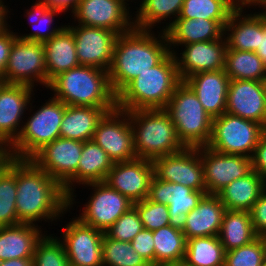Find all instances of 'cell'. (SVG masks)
<instances>
[{
	"label": "cell",
	"mask_w": 266,
	"mask_h": 266,
	"mask_svg": "<svg viewBox=\"0 0 266 266\" xmlns=\"http://www.w3.org/2000/svg\"><path fill=\"white\" fill-rule=\"evenodd\" d=\"M16 213L20 223L58 221L68 209L63 187L31 160L16 159Z\"/></svg>",
	"instance_id": "obj_1"
},
{
	"label": "cell",
	"mask_w": 266,
	"mask_h": 266,
	"mask_svg": "<svg viewBox=\"0 0 266 266\" xmlns=\"http://www.w3.org/2000/svg\"><path fill=\"white\" fill-rule=\"evenodd\" d=\"M159 31L157 35L153 30L133 27L117 36L108 71L116 96L139 74L158 65L170 53L166 34Z\"/></svg>",
	"instance_id": "obj_2"
},
{
	"label": "cell",
	"mask_w": 266,
	"mask_h": 266,
	"mask_svg": "<svg viewBox=\"0 0 266 266\" xmlns=\"http://www.w3.org/2000/svg\"><path fill=\"white\" fill-rule=\"evenodd\" d=\"M55 99L70 106L116 108L108 71L79 65L54 77L47 87ZM54 93V94H53Z\"/></svg>",
	"instance_id": "obj_3"
},
{
	"label": "cell",
	"mask_w": 266,
	"mask_h": 266,
	"mask_svg": "<svg viewBox=\"0 0 266 266\" xmlns=\"http://www.w3.org/2000/svg\"><path fill=\"white\" fill-rule=\"evenodd\" d=\"M181 82L176 59L170 52L117 95V108L125 111L164 109Z\"/></svg>",
	"instance_id": "obj_4"
},
{
	"label": "cell",
	"mask_w": 266,
	"mask_h": 266,
	"mask_svg": "<svg viewBox=\"0 0 266 266\" xmlns=\"http://www.w3.org/2000/svg\"><path fill=\"white\" fill-rule=\"evenodd\" d=\"M137 158L154 160L185 148L164 109L128 111Z\"/></svg>",
	"instance_id": "obj_5"
},
{
	"label": "cell",
	"mask_w": 266,
	"mask_h": 266,
	"mask_svg": "<svg viewBox=\"0 0 266 266\" xmlns=\"http://www.w3.org/2000/svg\"><path fill=\"white\" fill-rule=\"evenodd\" d=\"M164 110L175 125L185 147H203L210 142L213 118L204 110L192 89L182 81Z\"/></svg>",
	"instance_id": "obj_6"
},
{
	"label": "cell",
	"mask_w": 266,
	"mask_h": 266,
	"mask_svg": "<svg viewBox=\"0 0 266 266\" xmlns=\"http://www.w3.org/2000/svg\"><path fill=\"white\" fill-rule=\"evenodd\" d=\"M51 98V99H50ZM37 108L31 100L23 127L15 142L10 146L11 155L15 159L30 160L44 146L60 137V126L65 112L62 101L51 97ZM34 108V109H32Z\"/></svg>",
	"instance_id": "obj_7"
},
{
	"label": "cell",
	"mask_w": 266,
	"mask_h": 266,
	"mask_svg": "<svg viewBox=\"0 0 266 266\" xmlns=\"http://www.w3.org/2000/svg\"><path fill=\"white\" fill-rule=\"evenodd\" d=\"M266 128L251 120L224 113L213 119L212 135L207 147L225 154L252 157Z\"/></svg>",
	"instance_id": "obj_8"
},
{
	"label": "cell",
	"mask_w": 266,
	"mask_h": 266,
	"mask_svg": "<svg viewBox=\"0 0 266 266\" xmlns=\"http://www.w3.org/2000/svg\"><path fill=\"white\" fill-rule=\"evenodd\" d=\"M3 83L22 84L33 88L42 85L47 89L44 44L17 37L8 57Z\"/></svg>",
	"instance_id": "obj_9"
},
{
	"label": "cell",
	"mask_w": 266,
	"mask_h": 266,
	"mask_svg": "<svg viewBox=\"0 0 266 266\" xmlns=\"http://www.w3.org/2000/svg\"><path fill=\"white\" fill-rule=\"evenodd\" d=\"M82 186L91 187L88 202L84 203L82 213L77 217L85 225L91 226L104 233L131 207L133 204L126 196L112 189L105 182L87 183Z\"/></svg>",
	"instance_id": "obj_10"
},
{
	"label": "cell",
	"mask_w": 266,
	"mask_h": 266,
	"mask_svg": "<svg viewBox=\"0 0 266 266\" xmlns=\"http://www.w3.org/2000/svg\"><path fill=\"white\" fill-rule=\"evenodd\" d=\"M92 140L114 163L137 158L128 111L116 107L107 112L96 127Z\"/></svg>",
	"instance_id": "obj_11"
},
{
	"label": "cell",
	"mask_w": 266,
	"mask_h": 266,
	"mask_svg": "<svg viewBox=\"0 0 266 266\" xmlns=\"http://www.w3.org/2000/svg\"><path fill=\"white\" fill-rule=\"evenodd\" d=\"M128 2L129 0H79L71 15L74 17L73 24L78 22V25L105 28L118 35L126 33L134 27V13Z\"/></svg>",
	"instance_id": "obj_12"
},
{
	"label": "cell",
	"mask_w": 266,
	"mask_h": 266,
	"mask_svg": "<svg viewBox=\"0 0 266 266\" xmlns=\"http://www.w3.org/2000/svg\"><path fill=\"white\" fill-rule=\"evenodd\" d=\"M76 217L63 226L58 240L68 263L73 266H103L102 237L104 232L85 225Z\"/></svg>",
	"instance_id": "obj_13"
},
{
	"label": "cell",
	"mask_w": 266,
	"mask_h": 266,
	"mask_svg": "<svg viewBox=\"0 0 266 266\" xmlns=\"http://www.w3.org/2000/svg\"><path fill=\"white\" fill-rule=\"evenodd\" d=\"M153 165L154 174L163 181L206 191L200 147H185L177 153L157 157Z\"/></svg>",
	"instance_id": "obj_14"
},
{
	"label": "cell",
	"mask_w": 266,
	"mask_h": 266,
	"mask_svg": "<svg viewBox=\"0 0 266 266\" xmlns=\"http://www.w3.org/2000/svg\"><path fill=\"white\" fill-rule=\"evenodd\" d=\"M69 24L79 64L109 71L118 34L105 28Z\"/></svg>",
	"instance_id": "obj_15"
},
{
	"label": "cell",
	"mask_w": 266,
	"mask_h": 266,
	"mask_svg": "<svg viewBox=\"0 0 266 266\" xmlns=\"http://www.w3.org/2000/svg\"><path fill=\"white\" fill-rule=\"evenodd\" d=\"M82 149L83 142L58 137L30 160L63 187L77 173Z\"/></svg>",
	"instance_id": "obj_16"
},
{
	"label": "cell",
	"mask_w": 266,
	"mask_h": 266,
	"mask_svg": "<svg viewBox=\"0 0 266 266\" xmlns=\"http://www.w3.org/2000/svg\"><path fill=\"white\" fill-rule=\"evenodd\" d=\"M207 194H217L233 180L243 178L252 171L251 158L219 153L207 146L200 147Z\"/></svg>",
	"instance_id": "obj_17"
},
{
	"label": "cell",
	"mask_w": 266,
	"mask_h": 266,
	"mask_svg": "<svg viewBox=\"0 0 266 266\" xmlns=\"http://www.w3.org/2000/svg\"><path fill=\"white\" fill-rule=\"evenodd\" d=\"M207 194L194 189L159 179L155 174L150 182L148 199L168 206L169 225L183 230L190 211Z\"/></svg>",
	"instance_id": "obj_18"
},
{
	"label": "cell",
	"mask_w": 266,
	"mask_h": 266,
	"mask_svg": "<svg viewBox=\"0 0 266 266\" xmlns=\"http://www.w3.org/2000/svg\"><path fill=\"white\" fill-rule=\"evenodd\" d=\"M34 90L22 84L0 86V142L11 146L19 136Z\"/></svg>",
	"instance_id": "obj_19"
},
{
	"label": "cell",
	"mask_w": 266,
	"mask_h": 266,
	"mask_svg": "<svg viewBox=\"0 0 266 266\" xmlns=\"http://www.w3.org/2000/svg\"><path fill=\"white\" fill-rule=\"evenodd\" d=\"M153 176V161L136 158L131 161L114 163L105 183L126 196L132 203H137L148 197Z\"/></svg>",
	"instance_id": "obj_20"
},
{
	"label": "cell",
	"mask_w": 266,
	"mask_h": 266,
	"mask_svg": "<svg viewBox=\"0 0 266 266\" xmlns=\"http://www.w3.org/2000/svg\"><path fill=\"white\" fill-rule=\"evenodd\" d=\"M180 47V55L177 51L173 54L182 81L198 72L224 69L227 50L224 35L215 41L191 43Z\"/></svg>",
	"instance_id": "obj_21"
},
{
	"label": "cell",
	"mask_w": 266,
	"mask_h": 266,
	"mask_svg": "<svg viewBox=\"0 0 266 266\" xmlns=\"http://www.w3.org/2000/svg\"><path fill=\"white\" fill-rule=\"evenodd\" d=\"M225 112L260 123L266 128V105L261 81L230 80Z\"/></svg>",
	"instance_id": "obj_22"
},
{
	"label": "cell",
	"mask_w": 266,
	"mask_h": 266,
	"mask_svg": "<svg viewBox=\"0 0 266 266\" xmlns=\"http://www.w3.org/2000/svg\"><path fill=\"white\" fill-rule=\"evenodd\" d=\"M114 162L93 140L83 142V149L77 167V173L63 186L68 195V209L73 210L76 203V190L79 186L93 182H105ZM77 184V185H76ZM75 186V187H74ZM75 191V192H74Z\"/></svg>",
	"instance_id": "obj_23"
},
{
	"label": "cell",
	"mask_w": 266,
	"mask_h": 266,
	"mask_svg": "<svg viewBox=\"0 0 266 266\" xmlns=\"http://www.w3.org/2000/svg\"><path fill=\"white\" fill-rule=\"evenodd\" d=\"M183 81L196 94L204 110L213 119L225 113L230 79L224 69L198 72Z\"/></svg>",
	"instance_id": "obj_24"
},
{
	"label": "cell",
	"mask_w": 266,
	"mask_h": 266,
	"mask_svg": "<svg viewBox=\"0 0 266 266\" xmlns=\"http://www.w3.org/2000/svg\"><path fill=\"white\" fill-rule=\"evenodd\" d=\"M226 207L215 194H205L197 207L188 213L182 230L186 239L218 236Z\"/></svg>",
	"instance_id": "obj_25"
},
{
	"label": "cell",
	"mask_w": 266,
	"mask_h": 266,
	"mask_svg": "<svg viewBox=\"0 0 266 266\" xmlns=\"http://www.w3.org/2000/svg\"><path fill=\"white\" fill-rule=\"evenodd\" d=\"M164 32L174 53L179 46L220 39L224 28L216 20L177 18Z\"/></svg>",
	"instance_id": "obj_26"
},
{
	"label": "cell",
	"mask_w": 266,
	"mask_h": 266,
	"mask_svg": "<svg viewBox=\"0 0 266 266\" xmlns=\"http://www.w3.org/2000/svg\"><path fill=\"white\" fill-rule=\"evenodd\" d=\"M41 225L20 223L0 227V261L33 258L36 244L46 234Z\"/></svg>",
	"instance_id": "obj_27"
},
{
	"label": "cell",
	"mask_w": 266,
	"mask_h": 266,
	"mask_svg": "<svg viewBox=\"0 0 266 266\" xmlns=\"http://www.w3.org/2000/svg\"><path fill=\"white\" fill-rule=\"evenodd\" d=\"M233 11L224 27L227 48L255 52L261 42V13ZM247 13V14H245Z\"/></svg>",
	"instance_id": "obj_28"
},
{
	"label": "cell",
	"mask_w": 266,
	"mask_h": 266,
	"mask_svg": "<svg viewBox=\"0 0 266 266\" xmlns=\"http://www.w3.org/2000/svg\"><path fill=\"white\" fill-rule=\"evenodd\" d=\"M43 44L48 87L54 77L80 64L76 54L73 32L67 25Z\"/></svg>",
	"instance_id": "obj_29"
},
{
	"label": "cell",
	"mask_w": 266,
	"mask_h": 266,
	"mask_svg": "<svg viewBox=\"0 0 266 266\" xmlns=\"http://www.w3.org/2000/svg\"><path fill=\"white\" fill-rule=\"evenodd\" d=\"M113 109L67 105L61 121L60 137L80 142L92 140L100 120Z\"/></svg>",
	"instance_id": "obj_30"
},
{
	"label": "cell",
	"mask_w": 266,
	"mask_h": 266,
	"mask_svg": "<svg viewBox=\"0 0 266 266\" xmlns=\"http://www.w3.org/2000/svg\"><path fill=\"white\" fill-rule=\"evenodd\" d=\"M265 190L266 180L252 170L245 177L233 180L216 195L226 210L250 211Z\"/></svg>",
	"instance_id": "obj_31"
},
{
	"label": "cell",
	"mask_w": 266,
	"mask_h": 266,
	"mask_svg": "<svg viewBox=\"0 0 266 266\" xmlns=\"http://www.w3.org/2000/svg\"><path fill=\"white\" fill-rule=\"evenodd\" d=\"M183 2L184 0H143L139 7H135L137 11L133 17L134 28L153 30L159 24L166 23V26L160 28L164 32L179 17Z\"/></svg>",
	"instance_id": "obj_32"
},
{
	"label": "cell",
	"mask_w": 266,
	"mask_h": 266,
	"mask_svg": "<svg viewBox=\"0 0 266 266\" xmlns=\"http://www.w3.org/2000/svg\"><path fill=\"white\" fill-rule=\"evenodd\" d=\"M218 237L225 252L255 240L258 236L255 233L250 212L226 210Z\"/></svg>",
	"instance_id": "obj_33"
},
{
	"label": "cell",
	"mask_w": 266,
	"mask_h": 266,
	"mask_svg": "<svg viewBox=\"0 0 266 266\" xmlns=\"http://www.w3.org/2000/svg\"><path fill=\"white\" fill-rule=\"evenodd\" d=\"M155 266L183 262L187 239L182 230L170 225L153 231Z\"/></svg>",
	"instance_id": "obj_34"
},
{
	"label": "cell",
	"mask_w": 266,
	"mask_h": 266,
	"mask_svg": "<svg viewBox=\"0 0 266 266\" xmlns=\"http://www.w3.org/2000/svg\"><path fill=\"white\" fill-rule=\"evenodd\" d=\"M61 13V10L50 8L47 3L37 0L30 6V9H26L24 13V17L26 16L27 20L29 19L28 21L32 26L31 28L35 30L27 34L19 33L18 37L25 41L44 43L66 26L65 23V25L62 26L56 25L52 27L54 25V18Z\"/></svg>",
	"instance_id": "obj_35"
},
{
	"label": "cell",
	"mask_w": 266,
	"mask_h": 266,
	"mask_svg": "<svg viewBox=\"0 0 266 266\" xmlns=\"http://www.w3.org/2000/svg\"><path fill=\"white\" fill-rule=\"evenodd\" d=\"M224 71L230 80L262 81L266 64L253 51L226 50Z\"/></svg>",
	"instance_id": "obj_36"
},
{
	"label": "cell",
	"mask_w": 266,
	"mask_h": 266,
	"mask_svg": "<svg viewBox=\"0 0 266 266\" xmlns=\"http://www.w3.org/2000/svg\"><path fill=\"white\" fill-rule=\"evenodd\" d=\"M225 250L218 236L187 239L184 262L189 266H225Z\"/></svg>",
	"instance_id": "obj_37"
},
{
	"label": "cell",
	"mask_w": 266,
	"mask_h": 266,
	"mask_svg": "<svg viewBox=\"0 0 266 266\" xmlns=\"http://www.w3.org/2000/svg\"><path fill=\"white\" fill-rule=\"evenodd\" d=\"M16 159L0 173V227L20 224L16 213Z\"/></svg>",
	"instance_id": "obj_38"
},
{
	"label": "cell",
	"mask_w": 266,
	"mask_h": 266,
	"mask_svg": "<svg viewBox=\"0 0 266 266\" xmlns=\"http://www.w3.org/2000/svg\"><path fill=\"white\" fill-rule=\"evenodd\" d=\"M102 261L103 266H151L131 242L112 239L106 233L102 237Z\"/></svg>",
	"instance_id": "obj_39"
},
{
	"label": "cell",
	"mask_w": 266,
	"mask_h": 266,
	"mask_svg": "<svg viewBox=\"0 0 266 266\" xmlns=\"http://www.w3.org/2000/svg\"><path fill=\"white\" fill-rule=\"evenodd\" d=\"M233 11L223 0H184L178 18L216 20L224 28Z\"/></svg>",
	"instance_id": "obj_40"
},
{
	"label": "cell",
	"mask_w": 266,
	"mask_h": 266,
	"mask_svg": "<svg viewBox=\"0 0 266 266\" xmlns=\"http://www.w3.org/2000/svg\"><path fill=\"white\" fill-rule=\"evenodd\" d=\"M54 234H45L36 244L33 266H67L68 258L64 247Z\"/></svg>",
	"instance_id": "obj_41"
},
{
	"label": "cell",
	"mask_w": 266,
	"mask_h": 266,
	"mask_svg": "<svg viewBox=\"0 0 266 266\" xmlns=\"http://www.w3.org/2000/svg\"><path fill=\"white\" fill-rule=\"evenodd\" d=\"M266 258L265 243L257 237L250 243L225 253V266H262Z\"/></svg>",
	"instance_id": "obj_42"
},
{
	"label": "cell",
	"mask_w": 266,
	"mask_h": 266,
	"mask_svg": "<svg viewBox=\"0 0 266 266\" xmlns=\"http://www.w3.org/2000/svg\"><path fill=\"white\" fill-rule=\"evenodd\" d=\"M144 229L154 231L169 225L168 206L165 204L155 203L148 198L134 203Z\"/></svg>",
	"instance_id": "obj_43"
},
{
	"label": "cell",
	"mask_w": 266,
	"mask_h": 266,
	"mask_svg": "<svg viewBox=\"0 0 266 266\" xmlns=\"http://www.w3.org/2000/svg\"><path fill=\"white\" fill-rule=\"evenodd\" d=\"M143 229V223L133 206L106 231V234L115 240L131 242Z\"/></svg>",
	"instance_id": "obj_44"
},
{
	"label": "cell",
	"mask_w": 266,
	"mask_h": 266,
	"mask_svg": "<svg viewBox=\"0 0 266 266\" xmlns=\"http://www.w3.org/2000/svg\"><path fill=\"white\" fill-rule=\"evenodd\" d=\"M134 250L151 266H155V248L153 231L143 229L131 241Z\"/></svg>",
	"instance_id": "obj_45"
},
{
	"label": "cell",
	"mask_w": 266,
	"mask_h": 266,
	"mask_svg": "<svg viewBox=\"0 0 266 266\" xmlns=\"http://www.w3.org/2000/svg\"><path fill=\"white\" fill-rule=\"evenodd\" d=\"M249 212L256 235L262 237L266 234V190Z\"/></svg>",
	"instance_id": "obj_46"
},
{
	"label": "cell",
	"mask_w": 266,
	"mask_h": 266,
	"mask_svg": "<svg viewBox=\"0 0 266 266\" xmlns=\"http://www.w3.org/2000/svg\"><path fill=\"white\" fill-rule=\"evenodd\" d=\"M10 25L0 33V78L5 75V68L14 40L18 37V33L14 32Z\"/></svg>",
	"instance_id": "obj_47"
},
{
	"label": "cell",
	"mask_w": 266,
	"mask_h": 266,
	"mask_svg": "<svg viewBox=\"0 0 266 266\" xmlns=\"http://www.w3.org/2000/svg\"><path fill=\"white\" fill-rule=\"evenodd\" d=\"M252 170L266 180V132L261 136L251 157Z\"/></svg>",
	"instance_id": "obj_48"
},
{
	"label": "cell",
	"mask_w": 266,
	"mask_h": 266,
	"mask_svg": "<svg viewBox=\"0 0 266 266\" xmlns=\"http://www.w3.org/2000/svg\"><path fill=\"white\" fill-rule=\"evenodd\" d=\"M38 1L45 2L50 6V8L61 10L64 14L65 12L69 11H71L72 13L79 4V0H38Z\"/></svg>",
	"instance_id": "obj_49"
},
{
	"label": "cell",
	"mask_w": 266,
	"mask_h": 266,
	"mask_svg": "<svg viewBox=\"0 0 266 266\" xmlns=\"http://www.w3.org/2000/svg\"><path fill=\"white\" fill-rule=\"evenodd\" d=\"M255 52L266 64V19L262 14H261V42L260 46H258V49Z\"/></svg>",
	"instance_id": "obj_50"
},
{
	"label": "cell",
	"mask_w": 266,
	"mask_h": 266,
	"mask_svg": "<svg viewBox=\"0 0 266 266\" xmlns=\"http://www.w3.org/2000/svg\"><path fill=\"white\" fill-rule=\"evenodd\" d=\"M12 159L13 157L11 155L10 146L0 142V173Z\"/></svg>",
	"instance_id": "obj_51"
},
{
	"label": "cell",
	"mask_w": 266,
	"mask_h": 266,
	"mask_svg": "<svg viewBox=\"0 0 266 266\" xmlns=\"http://www.w3.org/2000/svg\"><path fill=\"white\" fill-rule=\"evenodd\" d=\"M227 5H229L234 11L245 10L246 8L255 7V3L252 0H223Z\"/></svg>",
	"instance_id": "obj_52"
},
{
	"label": "cell",
	"mask_w": 266,
	"mask_h": 266,
	"mask_svg": "<svg viewBox=\"0 0 266 266\" xmlns=\"http://www.w3.org/2000/svg\"><path fill=\"white\" fill-rule=\"evenodd\" d=\"M8 9V5H5V1L0 0V33L10 25L8 24V17L10 19V16L8 15H11L10 12L12 11H9Z\"/></svg>",
	"instance_id": "obj_53"
},
{
	"label": "cell",
	"mask_w": 266,
	"mask_h": 266,
	"mask_svg": "<svg viewBox=\"0 0 266 266\" xmlns=\"http://www.w3.org/2000/svg\"><path fill=\"white\" fill-rule=\"evenodd\" d=\"M0 266H33V258H17L0 261Z\"/></svg>",
	"instance_id": "obj_54"
},
{
	"label": "cell",
	"mask_w": 266,
	"mask_h": 266,
	"mask_svg": "<svg viewBox=\"0 0 266 266\" xmlns=\"http://www.w3.org/2000/svg\"><path fill=\"white\" fill-rule=\"evenodd\" d=\"M259 8H263L262 10H260L259 12L265 17L266 19V0H263L258 6Z\"/></svg>",
	"instance_id": "obj_55"
},
{
	"label": "cell",
	"mask_w": 266,
	"mask_h": 266,
	"mask_svg": "<svg viewBox=\"0 0 266 266\" xmlns=\"http://www.w3.org/2000/svg\"><path fill=\"white\" fill-rule=\"evenodd\" d=\"M262 88H263V93H264V98H265V105H266V76L262 79Z\"/></svg>",
	"instance_id": "obj_56"
},
{
	"label": "cell",
	"mask_w": 266,
	"mask_h": 266,
	"mask_svg": "<svg viewBox=\"0 0 266 266\" xmlns=\"http://www.w3.org/2000/svg\"><path fill=\"white\" fill-rule=\"evenodd\" d=\"M165 266H189V265H187V264L183 261V262H178V263H175V264H168V265H165Z\"/></svg>",
	"instance_id": "obj_57"
},
{
	"label": "cell",
	"mask_w": 266,
	"mask_h": 266,
	"mask_svg": "<svg viewBox=\"0 0 266 266\" xmlns=\"http://www.w3.org/2000/svg\"><path fill=\"white\" fill-rule=\"evenodd\" d=\"M263 0H257L256 2H255V9H256V7L262 2Z\"/></svg>",
	"instance_id": "obj_58"
},
{
	"label": "cell",
	"mask_w": 266,
	"mask_h": 266,
	"mask_svg": "<svg viewBox=\"0 0 266 266\" xmlns=\"http://www.w3.org/2000/svg\"><path fill=\"white\" fill-rule=\"evenodd\" d=\"M265 243V249H266V234L261 237Z\"/></svg>",
	"instance_id": "obj_59"
},
{
	"label": "cell",
	"mask_w": 266,
	"mask_h": 266,
	"mask_svg": "<svg viewBox=\"0 0 266 266\" xmlns=\"http://www.w3.org/2000/svg\"><path fill=\"white\" fill-rule=\"evenodd\" d=\"M262 266H266V258H265L264 263L262 264Z\"/></svg>",
	"instance_id": "obj_60"
},
{
	"label": "cell",
	"mask_w": 266,
	"mask_h": 266,
	"mask_svg": "<svg viewBox=\"0 0 266 266\" xmlns=\"http://www.w3.org/2000/svg\"><path fill=\"white\" fill-rule=\"evenodd\" d=\"M2 83H3V79L0 78V86L2 85Z\"/></svg>",
	"instance_id": "obj_61"
}]
</instances>
